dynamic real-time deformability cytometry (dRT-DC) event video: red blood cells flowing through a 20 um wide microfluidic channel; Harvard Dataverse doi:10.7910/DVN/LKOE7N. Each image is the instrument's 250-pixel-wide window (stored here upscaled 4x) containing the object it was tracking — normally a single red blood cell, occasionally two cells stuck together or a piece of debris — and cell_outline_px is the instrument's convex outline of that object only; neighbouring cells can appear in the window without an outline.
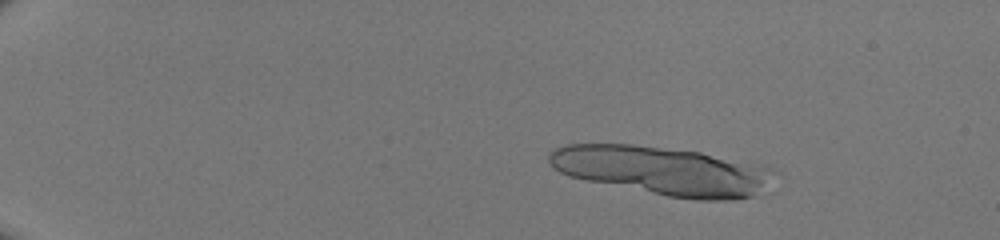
{"species": "human", "species_latin": "Homo sapiens", "temperature_condition": "room temperature", "stored_images_in_passage": 19, "camera_frame_rate_fps": 3000, "um_per_image_px": 0.085, "donor": {"sex": "male"}, "frame": {"image": 1, "passage_image": 7, "time_ms": 2.0, "image_size_px": [1000, 240], "cell_outline_px": [[772, 172], [752, 196], [736, 200], [696, 200], [668, 196], [568, 176], [552, 168], [548, 160], [548, 152], [556, 148], [568, 144], [632, 144], [700, 152], [772, 168]], "centroid_in_image_um": [56.17, 14.5], "position_along_channel_um": 28.8, "area_um2": 62.48}}